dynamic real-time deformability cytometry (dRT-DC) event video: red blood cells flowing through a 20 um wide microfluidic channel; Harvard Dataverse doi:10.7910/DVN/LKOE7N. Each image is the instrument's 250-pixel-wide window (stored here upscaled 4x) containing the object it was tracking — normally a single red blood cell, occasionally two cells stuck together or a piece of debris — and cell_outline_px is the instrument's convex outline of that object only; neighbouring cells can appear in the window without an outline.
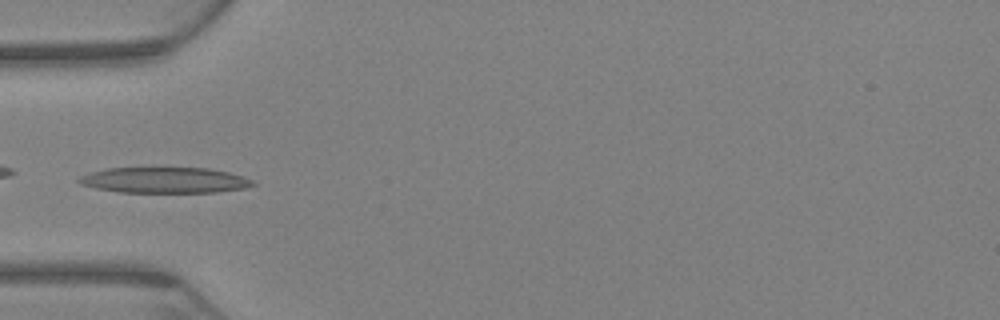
{"species": "Egyptian fruit bat (a non-hibernating species)", "species_latin": "Rousettus aegyptiacus", "temperature_condition": "warm", "stored_images_in_passage": 28, "camera_frame_rate_fps": 3000, "um_per_image_px": 0.085, "animal": {"sex": "female"}, "frame": {"image": 1, "passage_image": 1, "time_ms": 0.0, "image_size_px": [1000, 320], "cell_outline_px": [[256, 184], [244, 188], [216, 192], [120, 192], [96, 188], [80, 184], [76, 180], [80, 176], [92, 172], [108, 168], [208, 168], [228, 172], [252, 180]], "centroid_in_image_um": [13.97, 15.31], "position_along_channel_um": 71.0, "area_um2": 25.84}}
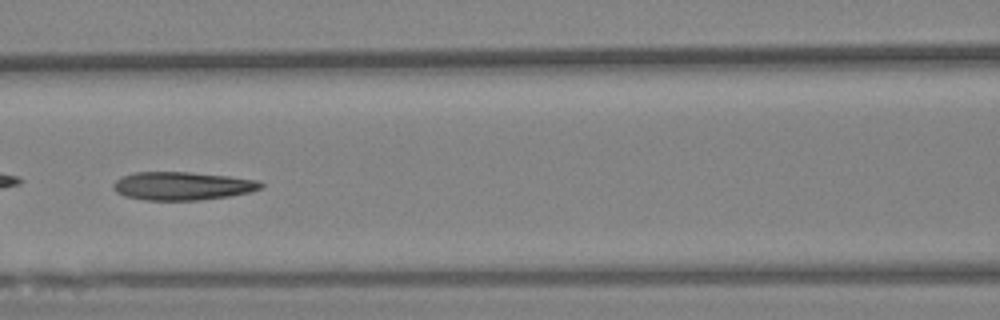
{"frame": {"image": 2, "passage_image": 9, "time_ms": 2.667, "image_size_px": [1000, 320], "cell_outline_px": [[264, 184], [260, 188], [248, 192], [228, 196], [200, 200], [144, 200], [124, 196], [116, 192], [112, 188], [112, 184], [116, 180], [124, 176], [136, 172], [188, 172], [228, 176], [260, 180]], "centroid_in_image_um": [15.47, 15.8], "position_along_channel_um": 151.1, "area_um2": 24.22}}
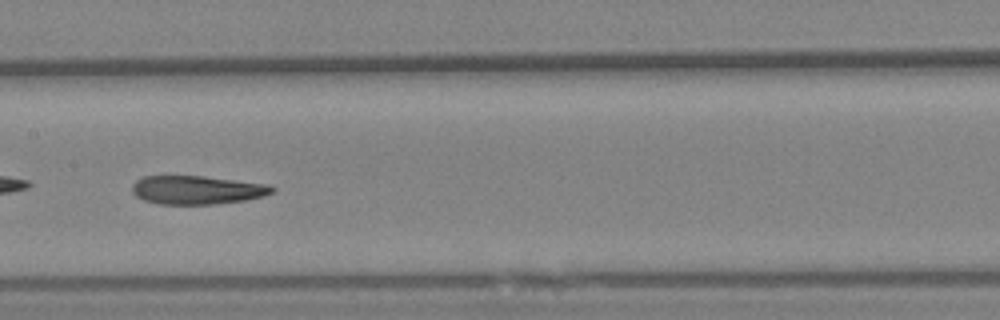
{"frame": {"image": 3, "passage_image": 13, "time_ms": 4.0, "image_size_px": [1000, 320], "cell_outline_px": [[276, 188], [272, 192], [264, 196], [248, 200], [216, 204], [156, 204], [144, 200], [136, 196], [132, 192], [132, 184], [136, 180], [144, 176], [204, 176], [268, 184]], "centroid_in_image_um": [16.75, 16.15], "position_along_channel_um": 190.7, "area_um2": 23.47}}